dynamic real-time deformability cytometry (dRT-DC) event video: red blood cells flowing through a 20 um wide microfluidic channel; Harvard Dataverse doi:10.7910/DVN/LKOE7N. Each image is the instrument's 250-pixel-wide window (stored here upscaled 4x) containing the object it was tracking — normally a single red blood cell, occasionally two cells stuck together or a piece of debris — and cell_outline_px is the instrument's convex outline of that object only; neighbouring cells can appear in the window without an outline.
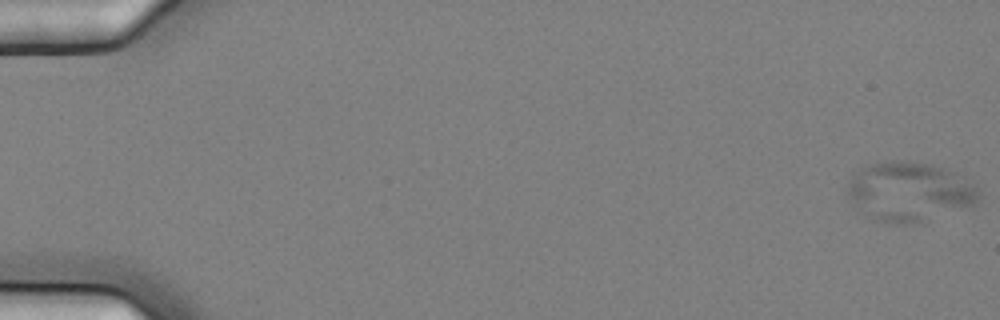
{"species": "common noctule bat (a hibernating species)", "species_latin": "Nyctalus noctula", "temperature_condition": "cold", "stored_images_in_passage": 6, "camera_frame_rate_fps": 3000, "um_per_image_px": 0.085, "animal": {"sex": "female", "body_mass_g": 25.1}, "frame": {"image": 1, "passage_image": 1, "time_ms": 0.0, "image_size_px": [1000, 320], "cell_outline_px": [[980, 196], [972, 204], [920, 220], [904, 224], [880, 220], [860, 212], [848, 192], [848, 184], [852, 176], [856, 172], [868, 164], [892, 160], [908, 160], [932, 164], [952, 172], [976, 188]], "centroid_in_image_um": [77.22, 16.23], "position_along_channel_um": 7.8, "area_um2": 43.58}}
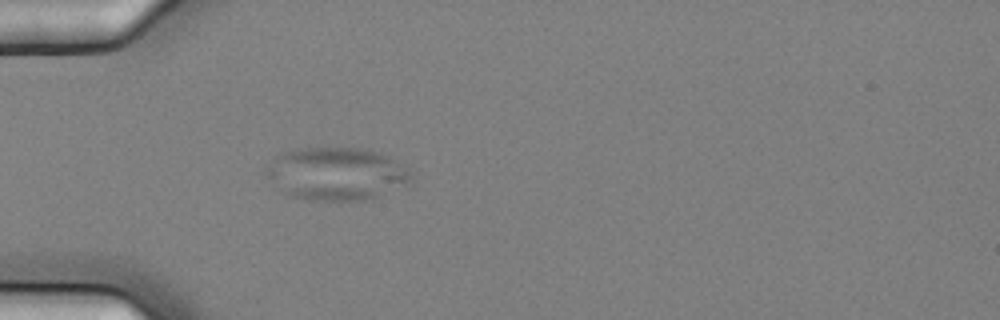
{"frame": {"image": 2, "passage_image": 6, "time_ms": 1.667, "image_size_px": [1000, 320], "cell_outline_px": [[416, 172], [412, 180], [372, 200], [308, 200], [288, 196], [280, 192], [264, 172], [276, 156], [284, 152], [308, 148], [356, 148], [380, 152], [396, 160]], "centroid_in_image_um": [28.64, 14.79], "position_along_channel_um": 56.4, "area_um2": 44.85}}